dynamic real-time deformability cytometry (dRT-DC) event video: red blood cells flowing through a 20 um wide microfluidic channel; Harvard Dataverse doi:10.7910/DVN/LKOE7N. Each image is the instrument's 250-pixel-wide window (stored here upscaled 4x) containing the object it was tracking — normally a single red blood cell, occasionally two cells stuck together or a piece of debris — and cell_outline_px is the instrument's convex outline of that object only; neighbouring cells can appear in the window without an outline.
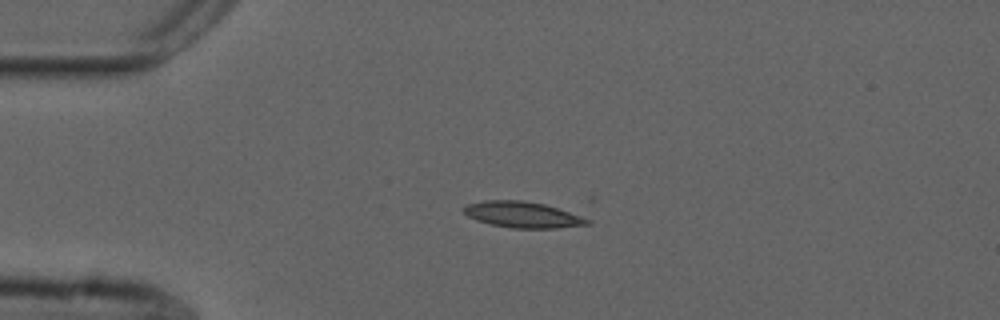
{"species": "common noctule bat (a hibernating species)", "species_latin": "Nyctalus noctula", "temperature_condition": "cold", "stored_images_in_passage": 39, "camera_frame_rate_fps": 3000, "um_per_image_px": 0.085, "animal": {"sex": "male", "forearm_length_mm": 52.5}, "frame": {"image": 1, "passage_image": 1, "time_ms": 0.0, "image_size_px": [1000, 320], "cell_outline_px": [[592, 224], [556, 228], [512, 228], [492, 224], [476, 220], [468, 216], [460, 208], [464, 204], [484, 200], [520, 200], [544, 204], [592, 220]], "centroid_in_image_um": [44.37, 18.24], "position_along_channel_um": 40.6, "area_um2": 18.73}}
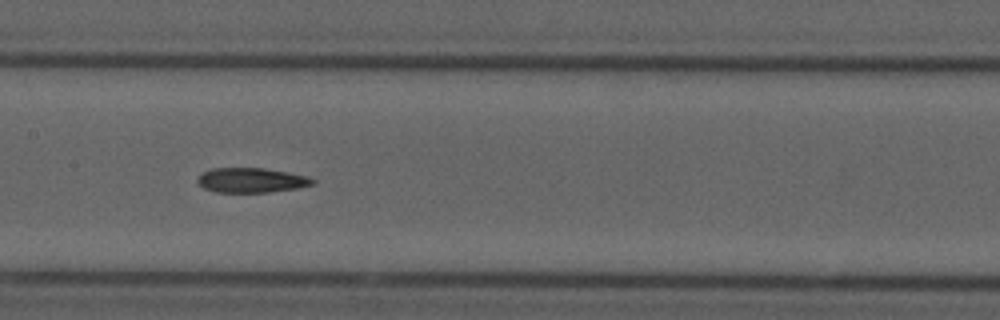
{"frame": {"image": 2, "passage_image": 15, "time_ms": 4.667, "image_size_px": [1000, 320], "cell_outline_px": [[316, 184], [300, 188], [268, 192], [216, 192], [204, 188], [196, 180], [204, 172], [212, 168], [264, 168], [288, 172], [308, 176], [316, 180]], "centroid_in_image_um": [21.43, 15.32], "position_along_channel_um": 186.0, "area_um2": 16.65}}
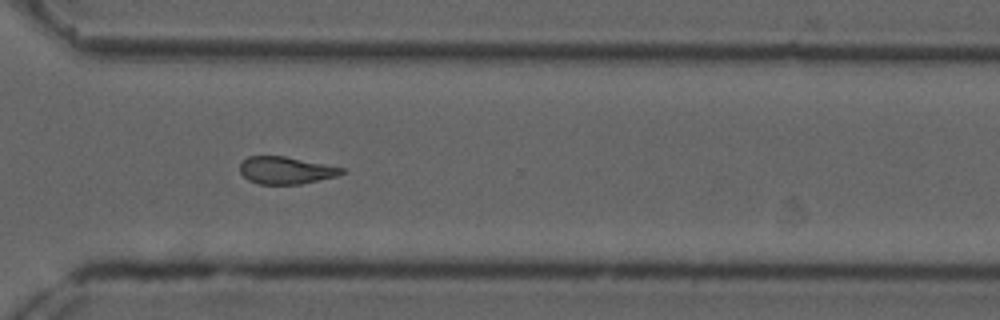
{"frame": {"image": 3, "passage_image": 28, "time_ms": 9.0, "image_size_px": [1000, 320], "cell_outline_px": [[348, 172], [336, 176], [300, 184], [260, 184], [248, 180], [240, 172], [240, 164], [248, 156], [284, 156], [344, 168]], "centroid_in_image_um": [24.3, 14.48], "position_along_channel_um": 346.3, "area_um2": 16.07}}